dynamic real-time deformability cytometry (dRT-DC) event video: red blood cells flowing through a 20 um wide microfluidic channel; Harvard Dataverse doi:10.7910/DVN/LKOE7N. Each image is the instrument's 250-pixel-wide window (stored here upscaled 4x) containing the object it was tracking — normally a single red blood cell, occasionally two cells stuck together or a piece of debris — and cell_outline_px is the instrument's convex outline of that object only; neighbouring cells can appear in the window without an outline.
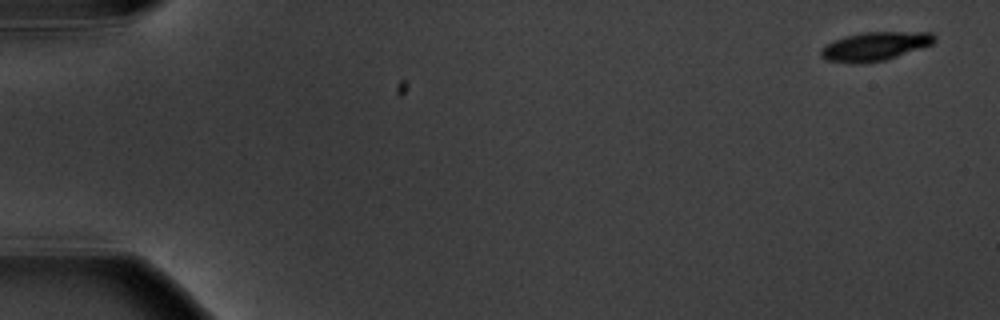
{"species": "common noctule bat (a hibernating species)", "species_latin": "Nyctalus noctula", "temperature_condition": "warm", "stored_images_in_passage": 9, "camera_frame_rate_fps": 3000, "um_per_image_px": 0.085, "animal": {"sex": "male", "body_mass_g": 20.1, "forearm_length_mm": 53.5}, "frame": {"image": 1, "passage_image": 1, "time_ms": 0.0, "image_size_px": [1000, 320], "cell_outline_px": [[936, 40], [932, 44], [884, 60], [864, 64], [856, 64], [828, 60], [820, 56], [820, 52], [828, 44], [844, 36], [860, 32], [932, 32], [936, 36]], "centroid_in_image_um": [74.39, 3.93], "position_along_channel_um": 10.6, "area_um2": 18.84}}
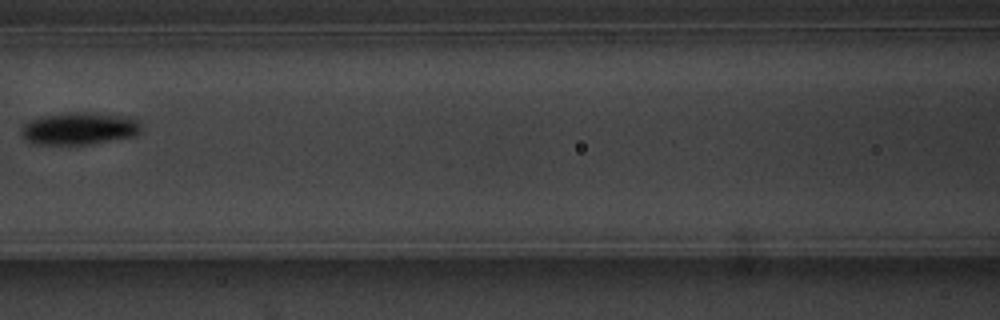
{"frame": {"image": 2, "passage_image": 8, "time_ms": 8.333, "image_size_px": [1000, 320], "cell_outline_px": [[140, 132], [136, 136], [92, 144], [36, 144], [24, 140], [20, 132], [20, 128], [28, 120], [44, 116], [68, 112], [92, 112], [128, 116], [136, 120], [140, 124]], "centroid_in_image_um": [6.72, 10.92], "position_along_channel_um": 159.9, "area_um2": 22.89}}